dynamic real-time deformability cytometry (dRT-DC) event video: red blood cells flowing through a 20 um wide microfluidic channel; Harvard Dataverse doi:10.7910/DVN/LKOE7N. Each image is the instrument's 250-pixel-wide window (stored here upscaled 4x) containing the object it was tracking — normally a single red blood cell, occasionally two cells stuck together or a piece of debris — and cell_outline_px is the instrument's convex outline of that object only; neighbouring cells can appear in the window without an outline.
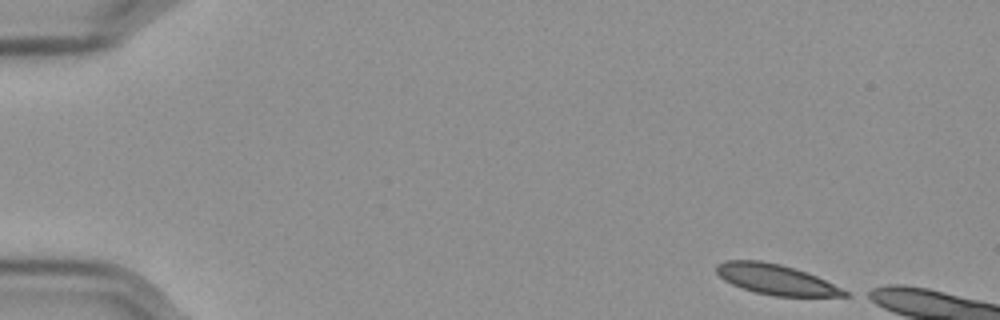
{"species": "Egyptian fruit bat (a non-hibernating species)", "species_latin": "Rousettus aegyptiacus", "temperature_condition": "cold", "stored_images_in_passage": 10, "camera_frame_rate_fps": 3000, "um_per_image_px": 0.085, "frame": {"image": 1, "passage_image": 1, "time_ms": 0.0, "image_size_px": [1000, 320], "cell_outline_px": [[848, 296], [772, 296], [756, 292], [732, 284], [724, 280], [716, 272], [716, 264], [724, 260], [760, 260], [780, 264], [808, 272], [848, 292]], "centroid_in_image_um": [65.9, 23.74], "position_along_channel_um": 19.1, "area_um2": 22.37}}